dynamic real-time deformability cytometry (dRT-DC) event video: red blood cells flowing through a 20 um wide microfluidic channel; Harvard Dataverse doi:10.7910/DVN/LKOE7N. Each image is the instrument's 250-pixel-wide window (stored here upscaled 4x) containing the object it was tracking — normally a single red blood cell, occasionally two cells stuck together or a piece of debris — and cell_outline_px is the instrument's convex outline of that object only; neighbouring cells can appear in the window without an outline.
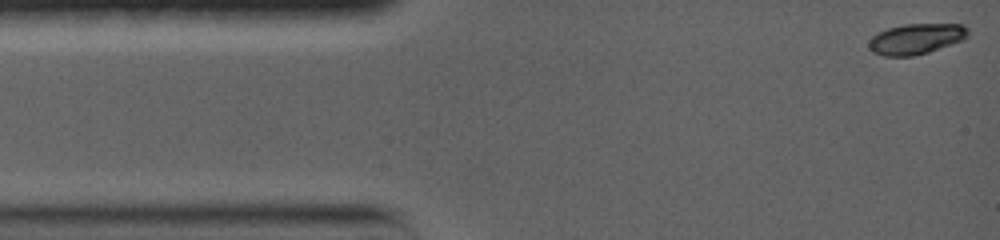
{"species": "common noctule bat (a hibernating species)", "species_latin": "Nyctalus noctula", "temperature_condition": "warm", "stored_images_in_passage": 44, "camera_frame_rate_fps": 5000, "um_per_image_px": 0.085, "animal": {"sex": "female", "body_mass_g": 19.0, "forearm_length_mm": 56.7}, "frame": {"image": 1, "passage_image": 1, "time_ms": 0.0, "image_size_px": [1000, 240], "cell_outline_px": [[968, 36], [964, 40], [928, 52], [912, 56], [884, 56], [872, 52], [868, 48], [868, 44], [872, 36], [888, 28], [904, 24], [964, 24], [968, 28]], "centroid_in_image_um": [77.88, 3.3], "position_along_channel_um": 7.1, "area_um2": 17.74}}
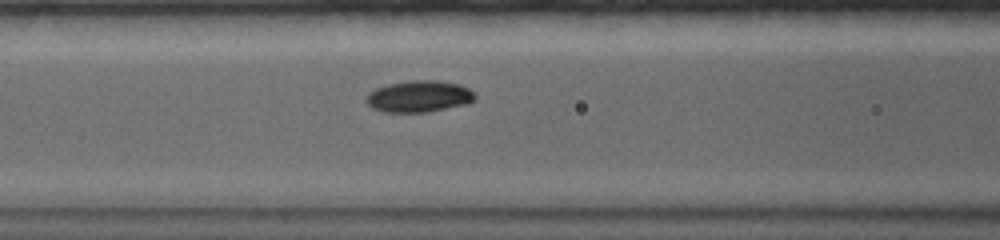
{"frame": {"image": 2, "passage_image": 16, "time_ms": 5.4, "image_size_px": [1000, 240], "cell_outline_px": [[476, 100], [468, 104], [428, 112], [384, 112], [372, 108], [368, 104], [368, 92], [376, 88], [388, 84], [408, 80], [436, 80], [460, 84], [468, 88], [476, 96]], "centroid_in_image_um": [35.65, 8.19], "position_along_channel_um": 130.9, "area_um2": 20.11}}
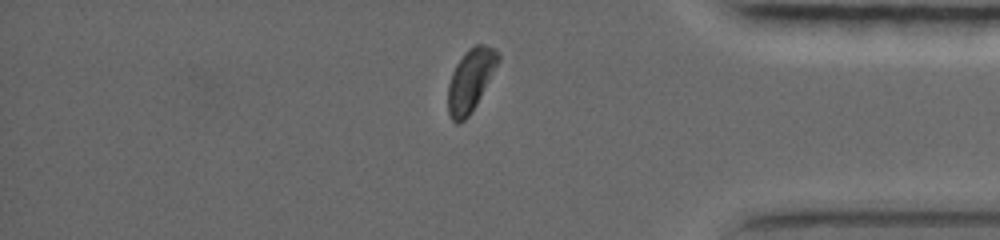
{"frame": {"image": 3, "passage_image": 40, "time_ms": 13.0, "image_size_px": [1000, 240], "cell_outline_px": [[500, 60], [476, 104], [468, 116], [460, 124], [456, 124], [452, 120], [448, 112], [448, 84], [452, 72], [456, 64], [464, 52], [468, 48], [476, 44], [484, 44], [492, 48], [500, 56]], "centroid_in_image_um": [39.97, 6.81], "position_along_channel_um": 395.2, "area_um2": 18.09}, "authors_computed_cell_mechanics": {"area_um2": 18.9295, "velocity_mm_per_s": 3.7146, "shape_relaxation_time_tau1_ms": 2.7952, "shape_relaxation_time_tau2_ms": 3.9491, "deformation_change_tau1": 0.1083, "deformation_change_tau2": 0.0394}}